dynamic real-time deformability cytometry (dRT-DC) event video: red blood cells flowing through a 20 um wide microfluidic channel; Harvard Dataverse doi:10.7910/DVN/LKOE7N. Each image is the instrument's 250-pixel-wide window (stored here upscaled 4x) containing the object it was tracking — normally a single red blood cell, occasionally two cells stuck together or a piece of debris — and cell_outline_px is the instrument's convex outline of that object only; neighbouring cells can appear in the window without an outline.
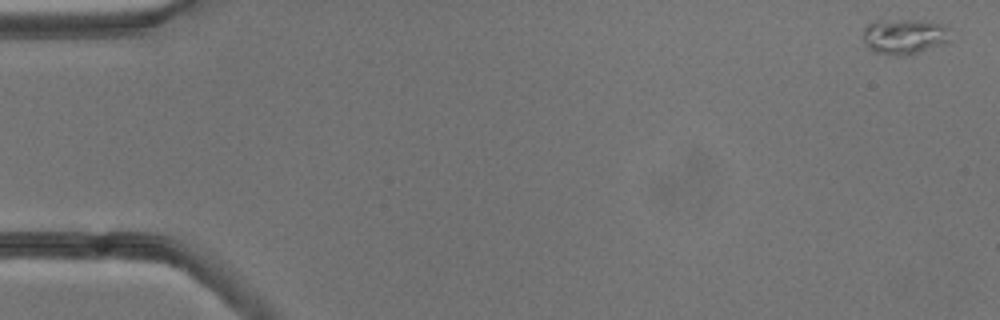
{"species": "common noctule bat (a hibernating species)", "species_latin": "Nyctalus noctula", "temperature_condition": "cold", "stored_images_in_passage": 55, "camera_frame_rate_fps": 3000, "um_per_image_px": 0.085, "animal": {"sex": "male", "body_mass_g": 13.3}, "frame": {"image": 1, "passage_image": 1, "time_ms": 0.0, "image_size_px": [1000, 320], "cell_outline_px": [[952, 40], [944, 44], [916, 52], [900, 56], [872, 52], [864, 44], [864, 28], [872, 20], [920, 20], [944, 24], [948, 28]], "centroid_in_image_um": [76.87, 3.08], "position_along_channel_um": 8.1, "area_um2": 18.21}}